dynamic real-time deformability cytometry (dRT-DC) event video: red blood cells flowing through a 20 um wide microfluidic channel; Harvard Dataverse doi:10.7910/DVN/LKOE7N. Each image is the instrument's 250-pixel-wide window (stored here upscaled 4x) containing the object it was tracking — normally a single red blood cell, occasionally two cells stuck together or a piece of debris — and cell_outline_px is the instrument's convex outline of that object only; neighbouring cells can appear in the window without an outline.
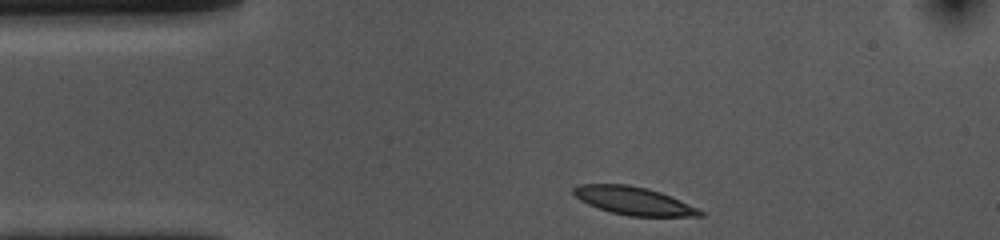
{"species": "common noctule bat (a hibernating species)", "species_latin": "Nyctalus noctula", "temperature_condition": "cold", "stored_images_in_passage": 34, "camera_frame_rate_fps": 3000, "um_per_image_px": 0.085, "animal": {"sex": "female", "body_mass_g": 10.0, "forearm_length_mm": 53.1}, "frame": {"image": 1, "passage_image": 1, "time_ms": 0.0, "image_size_px": [1000, 240], "cell_outline_px": [[704, 216], [628, 216], [612, 212], [588, 204], [580, 200], [572, 192], [572, 188], [580, 184], [628, 184], [648, 188], [660, 192], [680, 200], [704, 212]], "centroid_in_image_um": [53.84, 17.06], "position_along_channel_um": 31.2, "area_um2": 20.46}}
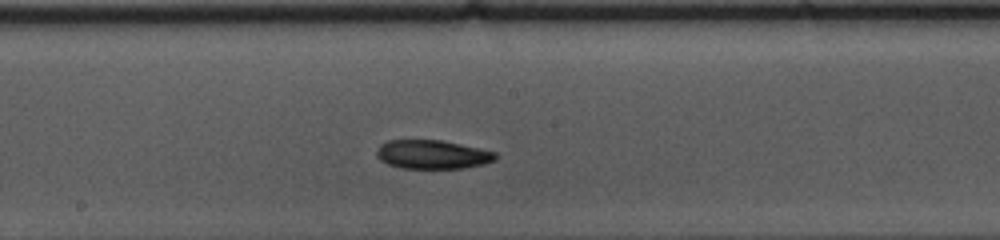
{"frame": {"image": 2, "passage_image": 19, "time_ms": 6.0, "image_size_px": [1000, 240], "cell_outline_px": [[500, 156], [496, 160], [484, 164], [464, 168], [400, 168], [388, 164], [380, 160], [376, 156], [376, 148], [380, 144], [388, 140], [440, 140], [460, 144], [496, 152]], "centroid_in_image_um": [36.75, 13.13], "position_along_channel_um": 211.4, "area_um2": 20.11}}
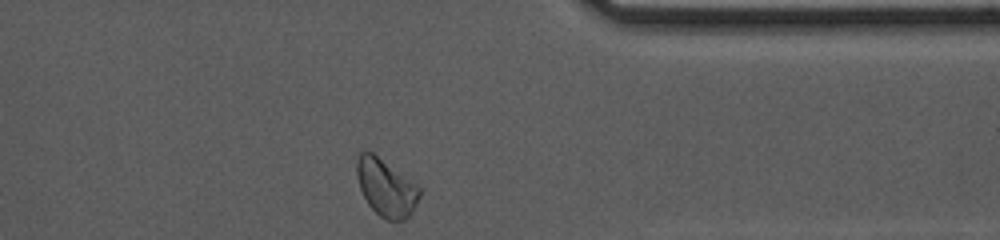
{"frame": {"image": 3, "passage_image": 34, "time_ms": 11.0, "image_size_px": [1000, 240], "cell_outline_px": [[420, 196], [412, 212], [404, 220], [384, 220], [368, 204], [360, 188], [356, 176], [356, 160], [360, 152], [364, 148], [372, 152], [416, 184], [420, 188]], "centroid_in_image_um": [32.78, 15.93], "position_along_channel_um": 378.6, "area_um2": 20.87}, "authors_computed_cell_mechanics": {"area_um2": 20.7213, "velocity_mm_per_s": 3.595, "shape_relaxation_time_tau1_ms": 5.578, "shape_relaxation_time_tau2_ms": null, "deformation_change_tau1": 0.109, "deformation_change_tau2": null}}